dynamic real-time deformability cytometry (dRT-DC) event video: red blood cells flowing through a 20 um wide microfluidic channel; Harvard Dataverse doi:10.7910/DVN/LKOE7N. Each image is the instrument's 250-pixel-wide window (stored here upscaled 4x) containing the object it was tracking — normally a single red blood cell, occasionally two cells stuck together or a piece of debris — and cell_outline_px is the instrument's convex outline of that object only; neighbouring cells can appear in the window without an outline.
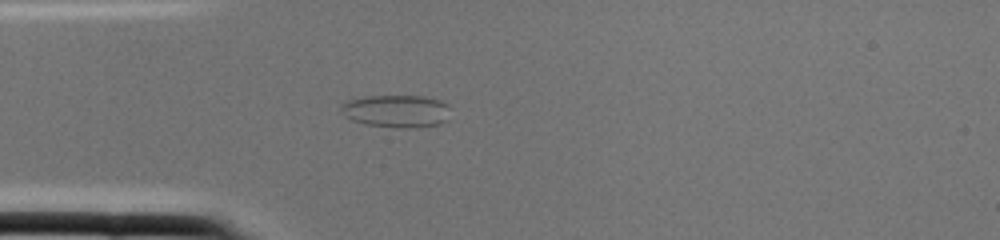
{"species": "common noctule bat (a hibernating species)", "species_latin": "Nyctalus noctula", "temperature_condition": "cold", "stored_images_in_passage": 1, "camera_frame_rate_fps": 3000, "um_per_image_px": 0.085, "animal": {"sex": "female", "body_mass_g": 22.0, "forearm_length_mm": 56.7}, "frame": {"image": 1, "passage_image": 1, "time_ms": 0.0, "image_size_px": [1000, 240], "cell_outline_px": [[448, 120], [440, 124], [416, 128], [396, 128], [364, 124], [352, 120], [344, 116], [340, 112], [340, 104], [348, 100], [364, 96], [424, 96], [440, 100], [448, 104]], "centroid_in_image_um": [33.67, 9.45], "position_along_channel_um": 51.3, "area_um2": 21.15}}